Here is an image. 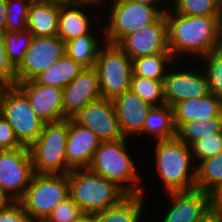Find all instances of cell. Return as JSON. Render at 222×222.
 Segmentation results:
<instances>
[{"label": "cell", "instance_id": "cell-39", "mask_svg": "<svg viewBox=\"0 0 222 222\" xmlns=\"http://www.w3.org/2000/svg\"><path fill=\"white\" fill-rule=\"evenodd\" d=\"M23 147L17 140L14 131L6 119L0 114V150Z\"/></svg>", "mask_w": 222, "mask_h": 222}, {"label": "cell", "instance_id": "cell-5", "mask_svg": "<svg viewBox=\"0 0 222 222\" xmlns=\"http://www.w3.org/2000/svg\"><path fill=\"white\" fill-rule=\"evenodd\" d=\"M69 197L68 173H34L18 201L34 221H44L52 210Z\"/></svg>", "mask_w": 222, "mask_h": 222}, {"label": "cell", "instance_id": "cell-25", "mask_svg": "<svg viewBox=\"0 0 222 222\" xmlns=\"http://www.w3.org/2000/svg\"><path fill=\"white\" fill-rule=\"evenodd\" d=\"M80 63L75 62L69 56L64 54L57 62L47 70L37 75L34 80L47 86L58 88L66 87L74 78H76L84 69Z\"/></svg>", "mask_w": 222, "mask_h": 222}, {"label": "cell", "instance_id": "cell-13", "mask_svg": "<svg viewBox=\"0 0 222 222\" xmlns=\"http://www.w3.org/2000/svg\"><path fill=\"white\" fill-rule=\"evenodd\" d=\"M132 60L156 53H171L167 43V24L163 13L154 23L125 36L117 44Z\"/></svg>", "mask_w": 222, "mask_h": 222}, {"label": "cell", "instance_id": "cell-21", "mask_svg": "<svg viewBox=\"0 0 222 222\" xmlns=\"http://www.w3.org/2000/svg\"><path fill=\"white\" fill-rule=\"evenodd\" d=\"M60 2L33 0L29 7L27 29L34 37L57 36Z\"/></svg>", "mask_w": 222, "mask_h": 222}, {"label": "cell", "instance_id": "cell-34", "mask_svg": "<svg viewBox=\"0 0 222 222\" xmlns=\"http://www.w3.org/2000/svg\"><path fill=\"white\" fill-rule=\"evenodd\" d=\"M33 0H7L6 30L19 32L27 29V17Z\"/></svg>", "mask_w": 222, "mask_h": 222}, {"label": "cell", "instance_id": "cell-30", "mask_svg": "<svg viewBox=\"0 0 222 222\" xmlns=\"http://www.w3.org/2000/svg\"><path fill=\"white\" fill-rule=\"evenodd\" d=\"M129 90L152 106L165 104L163 80H154L132 74Z\"/></svg>", "mask_w": 222, "mask_h": 222}, {"label": "cell", "instance_id": "cell-9", "mask_svg": "<svg viewBox=\"0 0 222 222\" xmlns=\"http://www.w3.org/2000/svg\"><path fill=\"white\" fill-rule=\"evenodd\" d=\"M67 137L68 119L44 124L41 134L29 147L34 173H67Z\"/></svg>", "mask_w": 222, "mask_h": 222}, {"label": "cell", "instance_id": "cell-28", "mask_svg": "<svg viewBox=\"0 0 222 222\" xmlns=\"http://www.w3.org/2000/svg\"><path fill=\"white\" fill-rule=\"evenodd\" d=\"M132 61L134 75L154 80H164L168 72L166 70H169L167 68L171 67L169 65L176 64V60L171 53L141 56Z\"/></svg>", "mask_w": 222, "mask_h": 222}, {"label": "cell", "instance_id": "cell-4", "mask_svg": "<svg viewBox=\"0 0 222 222\" xmlns=\"http://www.w3.org/2000/svg\"><path fill=\"white\" fill-rule=\"evenodd\" d=\"M69 196L83 214L94 215L116 205L127 194L114 182L89 168L74 169L68 173Z\"/></svg>", "mask_w": 222, "mask_h": 222}, {"label": "cell", "instance_id": "cell-23", "mask_svg": "<svg viewBox=\"0 0 222 222\" xmlns=\"http://www.w3.org/2000/svg\"><path fill=\"white\" fill-rule=\"evenodd\" d=\"M144 194H127L116 205L93 215L94 222H140Z\"/></svg>", "mask_w": 222, "mask_h": 222}, {"label": "cell", "instance_id": "cell-32", "mask_svg": "<svg viewBox=\"0 0 222 222\" xmlns=\"http://www.w3.org/2000/svg\"><path fill=\"white\" fill-rule=\"evenodd\" d=\"M5 49L10 62L17 68L24 59V54L31 45L33 35L25 29L19 32L5 30L3 33Z\"/></svg>", "mask_w": 222, "mask_h": 222}, {"label": "cell", "instance_id": "cell-29", "mask_svg": "<svg viewBox=\"0 0 222 222\" xmlns=\"http://www.w3.org/2000/svg\"><path fill=\"white\" fill-rule=\"evenodd\" d=\"M196 189L212 195L222 186V152L196 166Z\"/></svg>", "mask_w": 222, "mask_h": 222}, {"label": "cell", "instance_id": "cell-12", "mask_svg": "<svg viewBox=\"0 0 222 222\" xmlns=\"http://www.w3.org/2000/svg\"><path fill=\"white\" fill-rule=\"evenodd\" d=\"M72 119L79 125L91 129L101 142L124 138L119 129L112 100L100 98L89 102Z\"/></svg>", "mask_w": 222, "mask_h": 222}, {"label": "cell", "instance_id": "cell-45", "mask_svg": "<svg viewBox=\"0 0 222 222\" xmlns=\"http://www.w3.org/2000/svg\"><path fill=\"white\" fill-rule=\"evenodd\" d=\"M78 1L79 2H84V3H87V4H91L93 6H96V7L100 8V6L101 7H102V5L104 6V3H106L108 0H78ZM111 1H113V0H111Z\"/></svg>", "mask_w": 222, "mask_h": 222}, {"label": "cell", "instance_id": "cell-3", "mask_svg": "<svg viewBox=\"0 0 222 222\" xmlns=\"http://www.w3.org/2000/svg\"><path fill=\"white\" fill-rule=\"evenodd\" d=\"M154 154L156 170L167 193L196 189V167L191 170L195 162L190 146L176 138L156 141Z\"/></svg>", "mask_w": 222, "mask_h": 222}, {"label": "cell", "instance_id": "cell-40", "mask_svg": "<svg viewBox=\"0 0 222 222\" xmlns=\"http://www.w3.org/2000/svg\"><path fill=\"white\" fill-rule=\"evenodd\" d=\"M197 222H222V211L211 205Z\"/></svg>", "mask_w": 222, "mask_h": 222}, {"label": "cell", "instance_id": "cell-8", "mask_svg": "<svg viewBox=\"0 0 222 222\" xmlns=\"http://www.w3.org/2000/svg\"><path fill=\"white\" fill-rule=\"evenodd\" d=\"M102 47L93 68L98 75L101 97L113 101L129 91L133 61L117 44L104 41Z\"/></svg>", "mask_w": 222, "mask_h": 222}, {"label": "cell", "instance_id": "cell-7", "mask_svg": "<svg viewBox=\"0 0 222 222\" xmlns=\"http://www.w3.org/2000/svg\"><path fill=\"white\" fill-rule=\"evenodd\" d=\"M111 3L109 22L101 29L103 41L111 44H118L128 34L154 23L169 8V5L162 9L161 5L154 7L128 0Z\"/></svg>", "mask_w": 222, "mask_h": 222}, {"label": "cell", "instance_id": "cell-20", "mask_svg": "<svg viewBox=\"0 0 222 222\" xmlns=\"http://www.w3.org/2000/svg\"><path fill=\"white\" fill-rule=\"evenodd\" d=\"M99 7L84 2L60 3V11L58 18V33L65 43L73 38L84 36L90 33L91 22L90 16L82 10V8Z\"/></svg>", "mask_w": 222, "mask_h": 222}, {"label": "cell", "instance_id": "cell-18", "mask_svg": "<svg viewBox=\"0 0 222 222\" xmlns=\"http://www.w3.org/2000/svg\"><path fill=\"white\" fill-rule=\"evenodd\" d=\"M167 194L172 205L161 222H197L212 205V195L198 189Z\"/></svg>", "mask_w": 222, "mask_h": 222}, {"label": "cell", "instance_id": "cell-42", "mask_svg": "<svg viewBox=\"0 0 222 222\" xmlns=\"http://www.w3.org/2000/svg\"><path fill=\"white\" fill-rule=\"evenodd\" d=\"M212 205L222 211V186L212 194Z\"/></svg>", "mask_w": 222, "mask_h": 222}, {"label": "cell", "instance_id": "cell-10", "mask_svg": "<svg viewBox=\"0 0 222 222\" xmlns=\"http://www.w3.org/2000/svg\"><path fill=\"white\" fill-rule=\"evenodd\" d=\"M34 175L28 147L0 150V187L13 202H18Z\"/></svg>", "mask_w": 222, "mask_h": 222}, {"label": "cell", "instance_id": "cell-26", "mask_svg": "<svg viewBox=\"0 0 222 222\" xmlns=\"http://www.w3.org/2000/svg\"><path fill=\"white\" fill-rule=\"evenodd\" d=\"M101 41L93 33L73 38L65 43V54L85 68H93L101 49Z\"/></svg>", "mask_w": 222, "mask_h": 222}, {"label": "cell", "instance_id": "cell-33", "mask_svg": "<svg viewBox=\"0 0 222 222\" xmlns=\"http://www.w3.org/2000/svg\"><path fill=\"white\" fill-rule=\"evenodd\" d=\"M206 67L203 69L208 78L209 92L222 99V50L214 49L203 58Z\"/></svg>", "mask_w": 222, "mask_h": 222}, {"label": "cell", "instance_id": "cell-46", "mask_svg": "<svg viewBox=\"0 0 222 222\" xmlns=\"http://www.w3.org/2000/svg\"><path fill=\"white\" fill-rule=\"evenodd\" d=\"M74 222H94V217L91 214H83Z\"/></svg>", "mask_w": 222, "mask_h": 222}, {"label": "cell", "instance_id": "cell-19", "mask_svg": "<svg viewBox=\"0 0 222 222\" xmlns=\"http://www.w3.org/2000/svg\"><path fill=\"white\" fill-rule=\"evenodd\" d=\"M113 104L123 137L141 135L145 118L152 105L130 90L116 97Z\"/></svg>", "mask_w": 222, "mask_h": 222}, {"label": "cell", "instance_id": "cell-37", "mask_svg": "<svg viewBox=\"0 0 222 222\" xmlns=\"http://www.w3.org/2000/svg\"><path fill=\"white\" fill-rule=\"evenodd\" d=\"M0 84L2 86L17 84L16 68L8 58L2 33H0Z\"/></svg>", "mask_w": 222, "mask_h": 222}, {"label": "cell", "instance_id": "cell-17", "mask_svg": "<svg viewBox=\"0 0 222 222\" xmlns=\"http://www.w3.org/2000/svg\"><path fill=\"white\" fill-rule=\"evenodd\" d=\"M102 98L97 72L94 68L83 71L63 88V116L68 119L87 103Z\"/></svg>", "mask_w": 222, "mask_h": 222}, {"label": "cell", "instance_id": "cell-43", "mask_svg": "<svg viewBox=\"0 0 222 222\" xmlns=\"http://www.w3.org/2000/svg\"><path fill=\"white\" fill-rule=\"evenodd\" d=\"M13 201L8 197L4 190L0 187V209L7 207Z\"/></svg>", "mask_w": 222, "mask_h": 222}, {"label": "cell", "instance_id": "cell-14", "mask_svg": "<svg viewBox=\"0 0 222 222\" xmlns=\"http://www.w3.org/2000/svg\"><path fill=\"white\" fill-rule=\"evenodd\" d=\"M167 72L163 80L164 101L168 106L192 99L199 98L209 93L208 78L205 70L185 69ZM199 70V71H198Z\"/></svg>", "mask_w": 222, "mask_h": 222}, {"label": "cell", "instance_id": "cell-16", "mask_svg": "<svg viewBox=\"0 0 222 222\" xmlns=\"http://www.w3.org/2000/svg\"><path fill=\"white\" fill-rule=\"evenodd\" d=\"M100 144L101 141L91 129L68 118V137L65 150L67 173L74 169L88 168Z\"/></svg>", "mask_w": 222, "mask_h": 222}, {"label": "cell", "instance_id": "cell-48", "mask_svg": "<svg viewBox=\"0 0 222 222\" xmlns=\"http://www.w3.org/2000/svg\"><path fill=\"white\" fill-rule=\"evenodd\" d=\"M50 1H55V2H60V3L78 2V0H50Z\"/></svg>", "mask_w": 222, "mask_h": 222}, {"label": "cell", "instance_id": "cell-2", "mask_svg": "<svg viewBox=\"0 0 222 222\" xmlns=\"http://www.w3.org/2000/svg\"><path fill=\"white\" fill-rule=\"evenodd\" d=\"M127 140L128 138H122L101 142L88 168L114 182L126 194H146L145 189L138 184L141 177L135 167L137 164L128 151Z\"/></svg>", "mask_w": 222, "mask_h": 222}, {"label": "cell", "instance_id": "cell-44", "mask_svg": "<svg viewBox=\"0 0 222 222\" xmlns=\"http://www.w3.org/2000/svg\"><path fill=\"white\" fill-rule=\"evenodd\" d=\"M130 2H137V3H142V4H146V5H151L154 7H157L159 4H161L160 2H164L165 0H128Z\"/></svg>", "mask_w": 222, "mask_h": 222}, {"label": "cell", "instance_id": "cell-38", "mask_svg": "<svg viewBox=\"0 0 222 222\" xmlns=\"http://www.w3.org/2000/svg\"><path fill=\"white\" fill-rule=\"evenodd\" d=\"M0 222H33L19 202L0 209Z\"/></svg>", "mask_w": 222, "mask_h": 222}, {"label": "cell", "instance_id": "cell-22", "mask_svg": "<svg viewBox=\"0 0 222 222\" xmlns=\"http://www.w3.org/2000/svg\"><path fill=\"white\" fill-rule=\"evenodd\" d=\"M174 122L201 121L222 117V99L212 93L181 101L173 107Z\"/></svg>", "mask_w": 222, "mask_h": 222}, {"label": "cell", "instance_id": "cell-11", "mask_svg": "<svg viewBox=\"0 0 222 222\" xmlns=\"http://www.w3.org/2000/svg\"><path fill=\"white\" fill-rule=\"evenodd\" d=\"M64 54L65 42L60 37H33L23 61L16 68L17 83L33 80Z\"/></svg>", "mask_w": 222, "mask_h": 222}, {"label": "cell", "instance_id": "cell-27", "mask_svg": "<svg viewBox=\"0 0 222 222\" xmlns=\"http://www.w3.org/2000/svg\"><path fill=\"white\" fill-rule=\"evenodd\" d=\"M176 139L190 146L202 137L222 133V117H212L201 121L174 122Z\"/></svg>", "mask_w": 222, "mask_h": 222}, {"label": "cell", "instance_id": "cell-35", "mask_svg": "<svg viewBox=\"0 0 222 222\" xmlns=\"http://www.w3.org/2000/svg\"><path fill=\"white\" fill-rule=\"evenodd\" d=\"M190 150L193 154L194 165L204 159H209L218 155L222 152V133L202 137V139H199L190 145Z\"/></svg>", "mask_w": 222, "mask_h": 222}, {"label": "cell", "instance_id": "cell-15", "mask_svg": "<svg viewBox=\"0 0 222 222\" xmlns=\"http://www.w3.org/2000/svg\"><path fill=\"white\" fill-rule=\"evenodd\" d=\"M27 96L36 115L46 124L66 119L63 116V89L41 85L34 79L16 84Z\"/></svg>", "mask_w": 222, "mask_h": 222}, {"label": "cell", "instance_id": "cell-47", "mask_svg": "<svg viewBox=\"0 0 222 222\" xmlns=\"http://www.w3.org/2000/svg\"><path fill=\"white\" fill-rule=\"evenodd\" d=\"M219 48L222 50V16L220 18Z\"/></svg>", "mask_w": 222, "mask_h": 222}, {"label": "cell", "instance_id": "cell-41", "mask_svg": "<svg viewBox=\"0 0 222 222\" xmlns=\"http://www.w3.org/2000/svg\"><path fill=\"white\" fill-rule=\"evenodd\" d=\"M7 0H0V33L6 30Z\"/></svg>", "mask_w": 222, "mask_h": 222}, {"label": "cell", "instance_id": "cell-36", "mask_svg": "<svg viewBox=\"0 0 222 222\" xmlns=\"http://www.w3.org/2000/svg\"><path fill=\"white\" fill-rule=\"evenodd\" d=\"M82 215L79 206L69 196L52 210L44 222H74Z\"/></svg>", "mask_w": 222, "mask_h": 222}, {"label": "cell", "instance_id": "cell-24", "mask_svg": "<svg viewBox=\"0 0 222 222\" xmlns=\"http://www.w3.org/2000/svg\"><path fill=\"white\" fill-rule=\"evenodd\" d=\"M154 136L156 141L171 140L176 138L173 108L166 104L152 106L145 118L141 134Z\"/></svg>", "mask_w": 222, "mask_h": 222}, {"label": "cell", "instance_id": "cell-6", "mask_svg": "<svg viewBox=\"0 0 222 222\" xmlns=\"http://www.w3.org/2000/svg\"><path fill=\"white\" fill-rule=\"evenodd\" d=\"M0 114L12 127L18 142L28 148L39 137L45 124L32 109L26 94L17 85L1 87Z\"/></svg>", "mask_w": 222, "mask_h": 222}, {"label": "cell", "instance_id": "cell-31", "mask_svg": "<svg viewBox=\"0 0 222 222\" xmlns=\"http://www.w3.org/2000/svg\"><path fill=\"white\" fill-rule=\"evenodd\" d=\"M174 2V3H173ZM171 10L181 15L221 17L220 0H173Z\"/></svg>", "mask_w": 222, "mask_h": 222}, {"label": "cell", "instance_id": "cell-1", "mask_svg": "<svg viewBox=\"0 0 222 222\" xmlns=\"http://www.w3.org/2000/svg\"><path fill=\"white\" fill-rule=\"evenodd\" d=\"M171 11L169 6L164 14L168 49L176 62L184 54L203 58L219 48L221 17L181 15Z\"/></svg>", "mask_w": 222, "mask_h": 222}]
</instances>
